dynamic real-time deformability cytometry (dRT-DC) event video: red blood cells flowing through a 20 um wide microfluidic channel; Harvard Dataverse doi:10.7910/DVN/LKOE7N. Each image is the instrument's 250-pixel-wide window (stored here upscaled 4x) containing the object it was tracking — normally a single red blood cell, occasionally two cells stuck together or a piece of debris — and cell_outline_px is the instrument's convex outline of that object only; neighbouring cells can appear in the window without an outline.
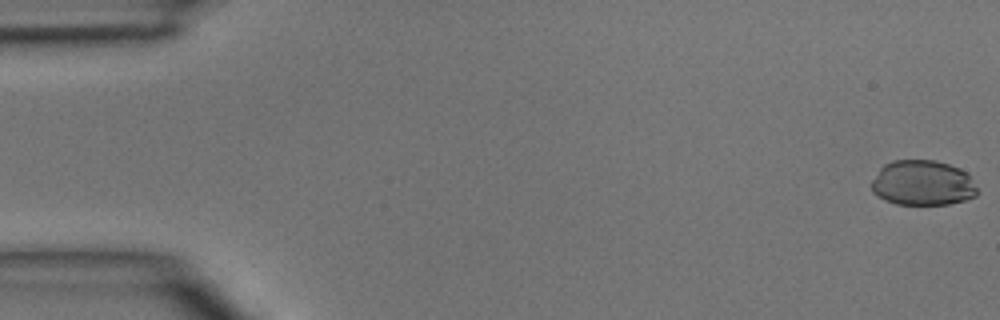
{"species": "common noctule bat (a hibernating species)", "species_latin": "Nyctalus noctula", "temperature_condition": "room temperature", "stored_images_in_passage": 8, "camera_frame_rate_fps": 3000, "um_per_image_px": 0.085, "animal": {"sex": "male", "body_mass_g": 15.6}, "frame": {"image": 1, "passage_image": 1, "time_ms": 0.0, "image_size_px": [1000, 320], "cell_outline_px": [[980, 192], [976, 196], [964, 200], [948, 204], [896, 204], [884, 200], [872, 192], [872, 180], [880, 168], [884, 164], [892, 160], [936, 160], [960, 168], [968, 172]], "centroid_in_image_um": [78.45, 15.55], "position_along_channel_um": 6.5, "area_um2": 28.15}}